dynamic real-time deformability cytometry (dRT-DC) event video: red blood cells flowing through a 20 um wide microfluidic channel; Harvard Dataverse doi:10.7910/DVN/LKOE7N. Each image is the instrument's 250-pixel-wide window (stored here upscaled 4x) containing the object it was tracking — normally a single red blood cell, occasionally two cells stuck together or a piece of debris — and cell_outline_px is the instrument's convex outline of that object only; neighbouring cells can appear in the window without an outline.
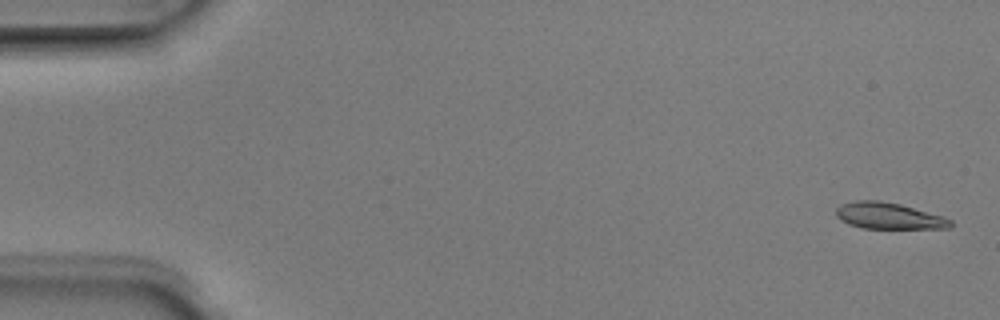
{"species": "Egyptian fruit bat (a non-hibernating species)", "species_latin": "Rousettus aegyptiacus", "temperature_condition": "room temperature", "stored_images_in_passage": 5, "camera_frame_rate_fps": 3000, "um_per_image_px": 0.085, "animal": {"sex": "male"}, "frame": {"image": 1, "passage_image": 1, "time_ms": 0.0, "image_size_px": [1000, 320], "cell_outline_px": [[952, 228], [860, 228], [848, 224], [840, 220], [836, 216], [836, 208], [840, 204], [852, 200], [880, 200], [900, 204], [944, 216], [952, 220]], "centroid_in_image_um": [75.51, 18.34], "position_along_channel_um": 9.5, "area_um2": 17.8}}
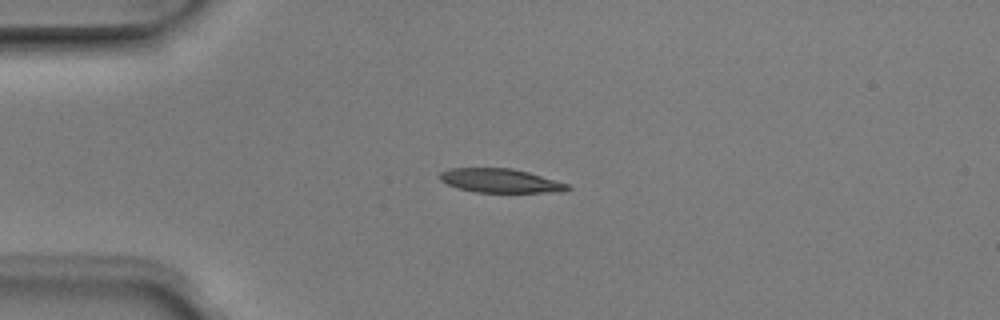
{"frame": {"image": 2, "passage_image": 3, "time_ms": 0.667, "image_size_px": [1000, 320], "cell_outline_px": [[572, 188], [564, 192], [476, 192], [460, 188], [448, 184], [440, 180], [440, 172], [452, 168], [512, 168], [528, 172], [568, 184]], "centroid_in_image_um": [42.56, 15.36], "position_along_channel_um": 42.4, "area_um2": 17.63}}
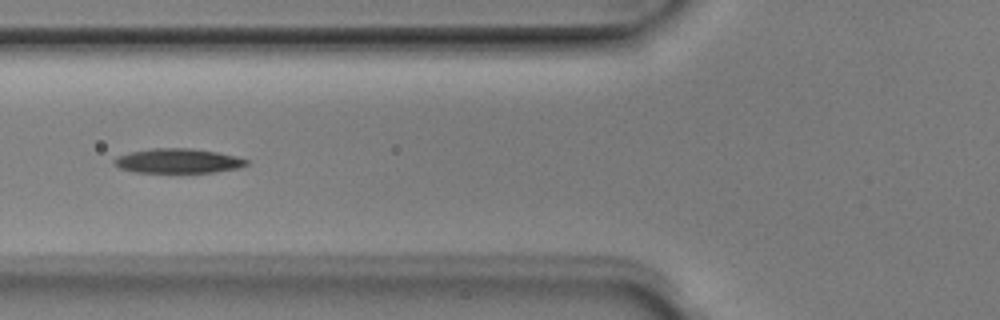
{"frame": {"image": 3, "passage_image": 5, "time_ms": 1.333, "image_size_px": [1000, 320], "cell_outline_px": [[248, 164], [240, 168], [212, 172], [132, 172], [120, 168], [112, 164], [112, 160], [116, 156], [128, 152], [152, 148], [192, 148], [216, 152], [236, 156], [248, 160]], "centroid_in_image_um": [15.07, 13.67], "position_along_channel_um": 110.7, "area_um2": 19.07}}